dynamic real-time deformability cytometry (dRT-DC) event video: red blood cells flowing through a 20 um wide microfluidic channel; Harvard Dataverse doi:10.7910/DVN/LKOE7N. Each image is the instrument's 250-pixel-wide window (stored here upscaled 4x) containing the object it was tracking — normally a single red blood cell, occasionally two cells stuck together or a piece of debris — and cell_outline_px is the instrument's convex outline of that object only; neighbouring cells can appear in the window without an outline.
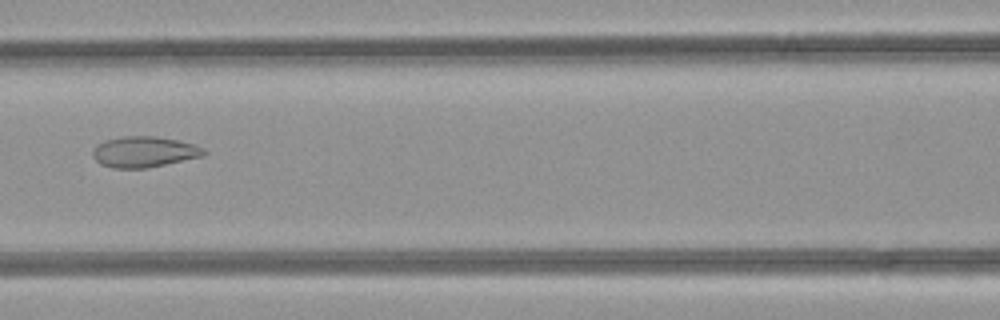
{"species": "common noctule bat (a hibernating species)", "species_latin": "Nyctalus noctula", "temperature_condition": "room temperature", "stored_images_in_passage": 35, "camera_frame_rate_fps": 3000, "um_per_image_px": 0.085, "animal": {"sex": "female", "body_mass_g": 21.9}, "frame": {"image": 1, "passage_image": 8, "time_ms": 2.333, "image_size_px": [1000, 320], "cell_outline_px": [[208, 152], [204, 156], [144, 168], [112, 168], [100, 164], [92, 156], [92, 152], [96, 144], [104, 140], [124, 136], [156, 136], [176, 140], [192, 144], [204, 148]], "centroid_in_image_um": [12.22, 12.9], "position_along_channel_um": 154.4, "area_um2": 19.94}}
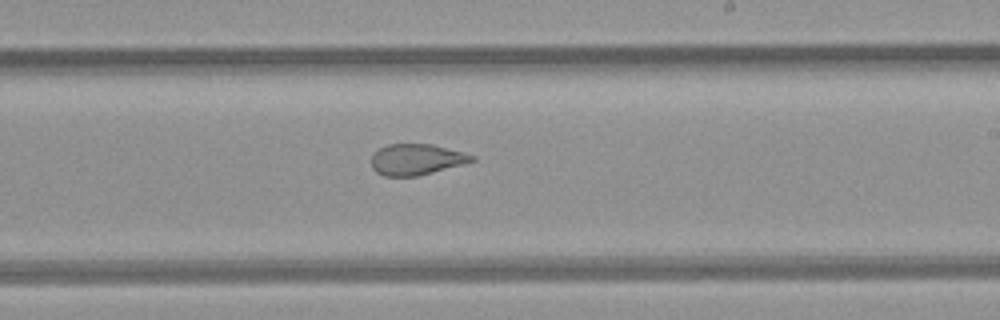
{"frame": {"image": 2, "passage_image": 15, "time_ms": 4.667, "image_size_px": [1000, 320], "cell_outline_px": [[476, 160], [416, 176], [384, 176], [376, 172], [372, 168], [372, 156], [380, 148], [388, 144], [432, 144], [476, 156]], "centroid_in_image_um": [35.37, 13.55], "position_along_channel_um": 253.6, "area_um2": 17.8}}
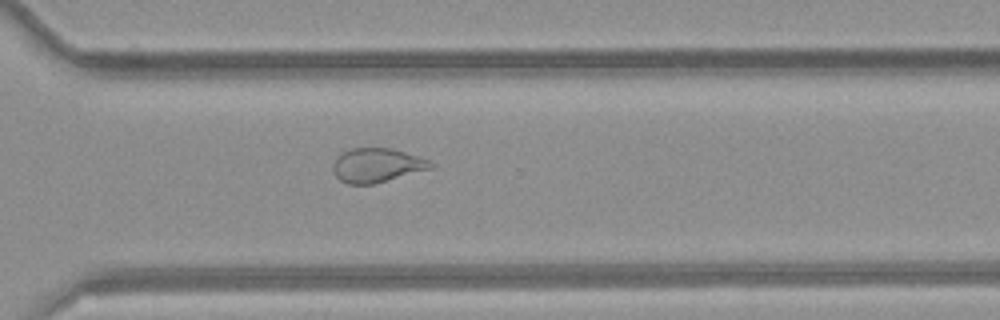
{"frame": {"image": 3, "passage_image": 21, "time_ms": 6.667, "image_size_px": [1000, 320], "cell_outline_px": [[436, 164], [432, 168], [372, 184], [348, 184], [340, 180], [336, 176], [332, 168], [332, 164], [336, 156], [352, 148], [392, 148], [428, 160]], "centroid_in_image_um": [32.0, 14.04], "position_along_channel_um": 338.6, "area_um2": 19.25}, "authors_computed_cell_mechanics": {"area_um2": 21.2704, "velocity_mm_per_s": 4.2704, "shape_relaxation_time_tau1_ms": null, "shape_relaxation_time_tau2_ms": 1.5473, "deformation_change_tau1": null, "deformation_change_tau2": 0.0834}}